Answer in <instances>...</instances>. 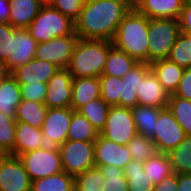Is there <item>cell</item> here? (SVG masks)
I'll list each match as a JSON object with an SVG mask.
<instances>
[{
	"label": "cell",
	"mask_w": 191,
	"mask_h": 191,
	"mask_svg": "<svg viewBox=\"0 0 191 191\" xmlns=\"http://www.w3.org/2000/svg\"><path fill=\"white\" fill-rule=\"evenodd\" d=\"M73 111L71 107L48 108L46 118L41 126L46 145L59 147L67 140Z\"/></svg>",
	"instance_id": "obj_12"
},
{
	"label": "cell",
	"mask_w": 191,
	"mask_h": 191,
	"mask_svg": "<svg viewBox=\"0 0 191 191\" xmlns=\"http://www.w3.org/2000/svg\"><path fill=\"white\" fill-rule=\"evenodd\" d=\"M180 33L178 19H149L148 63L167 59Z\"/></svg>",
	"instance_id": "obj_5"
},
{
	"label": "cell",
	"mask_w": 191,
	"mask_h": 191,
	"mask_svg": "<svg viewBox=\"0 0 191 191\" xmlns=\"http://www.w3.org/2000/svg\"><path fill=\"white\" fill-rule=\"evenodd\" d=\"M167 154L175 174H191V135Z\"/></svg>",
	"instance_id": "obj_33"
},
{
	"label": "cell",
	"mask_w": 191,
	"mask_h": 191,
	"mask_svg": "<svg viewBox=\"0 0 191 191\" xmlns=\"http://www.w3.org/2000/svg\"><path fill=\"white\" fill-rule=\"evenodd\" d=\"M177 191H191V174H177Z\"/></svg>",
	"instance_id": "obj_47"
},
{
	"label": "cell",
	"mask_w": 191,
	"mask_h": 191,
	"mask_svg": "<svg viewBox=\"0 0 191 191\" xmlns=\"http://www.w3.org/2000/svg\"><path fill=\"white\" fill-rule=\"evenodd\" d=\"M99 134L116 144L126 145L137 134L131 108L109 107L105 126Z\"/></svg>",
	"instance_id": "obj_8"
},
{
	"label": "cell",
	"mask_w": 191,
	"mask_h": 191,
	"mask_svg": "<svg viewBox=\"0 0 191 191\" xmlns=\"http://www.w3.org/2000/svg\"><path fill=\"white\" fill-rule=\"evenodd\" d=\"M79 37L73 32L64 37H55L47 42L37 44L36 59L55 64L60 69L68 67L71 55Z\"/></svg>",
	"instance_id": "obj_10"
},
{
	"label": "cell",
	"mask_w": 191,
	"mask_h": 191,
	"mask_svg": "<svg viewBox=\"0 0 191 191\" xmlns=\"http://www.w3.org/2000/svg\"><path fill=\"white\" fill-rule=\"evenodd\" d=\"M186 137L182 127L175 120L172 112L166 107L159 113L152 138L156 149L161 153H169L175 149Z\"/></svg>",
	"instance_id": "obj_9"
},
{
	"label": "cell",
	"mask_w": 191,
	"mask_h": 191,
	"mask_svg": "<svg viewBox=\"0 0 191 191\" xmlns=\"http://www.w3.org/2000/svg\"><path fill=\"white\" fill-rule=\"evenodd\" d=\"M16 119L0 111V155H13L15 144Z\"/></svg>",
	"instance_id": "obj_36"
},
{
	"label": "cell",
	"mask_w": 191,
	"mask_h": 191,
	"mask_svg": "<svg viewBox=\"0 0 191 191\" xmlns=\"http://www.w3.org/2000/svg\"><path fill=\"white\" fill-rule=\"evenodd\" d=\"M95 142L66 140L58 147L63 171L76 177L95 166Z\"/></svg>",
	"instance_id": "obj_7"
},
{
	"label": "cell",
	"mask_w": 191,
	"mask_h": 191,
	"mask_svg": "<svg viewBox=\"0 0 191 191\" xmlns=\"http://www.w3.org/2000/svg\"><path fill=\"white\" fill-rule=\"evenodd\" d=\"M27 30L37 43H42L55 37L71 35L74 22L50 4H43Z\"/></svg>",
	"instance_id": "obj_4"
},
{
	"label": "cell",
	"mask_w": 191,
	"mask_h": 191,
	"mask_svg": "<svg viewBox=\"0 0 191 191\" xmlns=\"http://www.w3.org/2000/svg\"><path fill=\"white\" fill-rule=\"evenodd\" d=\"M133 0H85L74 32L81 39L112 41Z\"/></svg>",
	"instance_id": "obj_1"
},
{
	"label": "cell",
	"mask_w": 191,
	"mask_h": 191,
	"mask_svg": "<svg viewBox=\"0 0 191 191\" xmlns=\"http://www.w3.org/2000/svg\"><path fill=\"white\" fill-rule=\"evenodd\" d=\"M75 186V177L65 171L33 180L31 191H72Z\"/></svg>",
	"instance_id": "obj_29"
},
{
	"label": "cell",
	"mask_w": 191,
	"mask_h": 191,
	"mask_svg": "<svg viewBox=\"0 0 191 191\" xmlns=\"http://www.w3.org/2000/svg\"><path fill=\"white\" fill-rule=\"evenodd\" d=\"M47 112L48 107L44 103L22 99L16 108L15 119L16 121L25 122L33 127L41 128Z\"/></svg>",
	"instance_id": "obj_27"
},
{
	"label": "cell",
	"mask_w": 191,
	"mask_h": 191,
	"mask_svg": "<svg viewBox=\"0 0 191 191\" xmlns=\"http://www.w3.org/2000/svg\"><path fill=\"white\" fill-rule=\"evenodd\" d=\"M151 72L149 63L138 62L122 77L120 106L133 108L137 105L140 82Z\"/></svg>",
	"instance_id": "obj_17"
},
{
	"label": "cell",
	"mask_w": 191,
	"mask_h": 191,
	"mask_svg": "<svg viewBox=\"0 0 191 191\" xmlns=\"http://www.w3.org/2000/svg\"><path fill=\"white\" fill-rule=\"evenodd\" d=\"M126 145L132 159L143 163L158 152L153 140L140 134H136Z\"/></svg>",
	"instance_id": "obj_39"
},
{
	"label": "cell",
	"mask_w": 191,
	"mask_h": 191,
	"mask_svg": "<svg viewBox=\"0 0 191 191\" xmlns=\"http://www.w3.org/2000/svg\"><path fill=\"white\" fill-rule=\"evenodd\" d=\"M10 0H0V23H9Z\"/></svg>",
	"instance_id": "obj_48"
},
{
	"label": "cell",
	"mask_w": 191,
	"mask_h": 191,
	"mask_svg": "<svg viewBox=\"0 0 191 191\" xmlns=\"http://www.w3.org/2000/svg\"><path fill=\"white\" fill-rule=\"evenodd\" d=\"M150 69L168 94H174L182 78L184 68L168 59L151 62Z\"/></svg>",
	"instance_id": "obj_22"
},
{
	"label": "cell",
	"mask_w": 191,
	"mask_h": 191,
	"mask_svg": "<svg viewBox=\"0 0 191 191\" xmlns=\"http://www.w3.org/2000/svg\"><path fill=\"white\" fill-rule=\"evenodd\" d=\"M109 105L101 98L93 99L87 104L81 106L77 111L100 133L106 123Z\"/></svg>",
	"instance_id": "obj_32"
},
{
	"label": "cell",
	"mask_w": 191,
	"mask_h": 191,
	"mask_svg": "<svg viewBox=\"0 0 191 191\" xmlns=\"http://www.w3.org/2000/svg\"><path fill=\"white\" fill-rule=\"evenodd\" d=\"M100 81V97L110 106H120L122 78L102 74Z\"/></svg>",
	"instance_id": "obj_37"
},
{
	"label": "cell",
	"mask_w": 191,
	"mask_h": 191,
	"mask_svg": "<svg viewBox=\"0 0 191 191\" xmlns=\"http://www.w3.org/2000/svg\"><path fill=\"white\" fill-rule=\"evenodd\" d=\"M180 32L191 34V1H185L178 18Z\"/></svg>",
	"instance_id": "obj_45"
},
{
	"label": "cell",
	"mask_w": 191,
	"mask_h": 191,
	"mask_svg": "<svg viewBox=\"0 0 191 191\" xmlns=\"http://www.w3.org/2000/svg\"><path fill=\"white\" fill-rule=\"evenodd\" d=\"M105 180L100 168L94 166L75 177V186L80 191H100Z\"/></svg>",
	"instance_id": "obj_40"
},
{
	"label": "cell",
	"mask_w": 191,
	"mask_h": 191,
	"mask_svg": "<svg viewBox=\"0 0 191 191\" xmlns=\"http://www.w3.org/2000/svg\"><path fill=\"white\" fill-rule=\"evenodd\" d=\"M137 63L138 62L134 58L112 45L109 49L102 74L122 78Z\"/></svg>",
	"instance_id": "obj_26"
},
{
	"label": "cell",
	"mask_w": 191,
	"mask_h": 191,
	"mask_svg": "<svg viewBox=\"0 0 191 191\" xmlns=\"http://www.w3.org/2000/svg\"><path fill=\"white\" fill-rule=\"evenodd\" d=\"M99 132L78 111H73L67 133V140L95 142Z\"/></svg>",
	"instance_id": "obj_28"
},
{
	"label": "cell",
	"mask_w": 191,
	"mask_h": 191,
	"mask_svg": "<svg viewBox=\"0 0 191 191\" xmlns=\"http://www.w3.org/2000/svg\"><path fill=\"white\" fill-rule=\"evenodd\" d=\"M128 180V191H153L154 184L143 169V162L131 160L123 169Z\"/></svg>",
	"instance_id": "obj_30"
},
{
	"label": "cell",
	"mask_w": 191,
	"mask_h": 191,
	"mask_svg": "<svg viewBox=\"0 0 191 191\" xmlns=\"http://www.w3.org/2000/svg\"><path fill=\"white\" fill-rule=\"evenodd\" d=\"M37 44L27 29H16L13 33L11 55L5 62L7 68L13 71L34 59Z\"/></svg>",
	"instance_id": "obj_15"
},
{
	"label": "cell",
	"mask_w": 191,
	"mask_h": 191,
	"mask_svg": "<svg viewBox=\"0 0 191 191\" xmlns=\"http://www.w3.org/2000/svg\"><path fill=\"white\" fill-rule=\"evenodd\" d=\"M100 97L99 77L73 78L70 107L77 111L81 106Z\"/></svg>",
	"instance_id": "obj_23"
},
{
	"label": "cell",
	"mask_w": 191,
	"mask_h": 191,
	"mask_svg": "<svg viewBox=\"0 0 191 191\" xmlns=\"http://www.w3.org/2000/svg\"><path fill=\"white\" fill-rule=\"evenodd\" d=\"M112 45L108 40L79 38L66 69L73 78L100 77Z\"/></svg>",
	"instance_id": "obj_3"
},
{
	"label": "cell",
	"mask_w": 191,
	"mask_h": 191,
	"mask_svg": "<svg viewBox=\"0 0 191 191\" xmlns=\"http://www.w3.org/2000/svg\"><path fill=\"white\" fill-rule=\"evenodd\" d=\"M31 181L62 172L58 147L46 145L18 156Z\"/></svg>",
	"instance_id": "obj_6"
},
{
	"label": "cell",
	"mask_w": 191,
	"mask_h": 191,
	"mask_svg": "<svg viewBox=\"0 0 191 191\" xmlns=\"http://www.w3.org/2000/svg\"><path fill=\"white\" fill-rule=\"evenodd\" d=\"M167 59L184 69L191 68V34L179 33Z\"/></svg>",
	"instance_id": "obj_35"
},
{
	"label": "cell",
	"mask_w": 191,
	"mask_h": 191,
	"mask_svg": "<svg viewBox=\"0 0 191 191\" xmlns=\"http://www.w3.org/2000/svg\"><path fill=\"white\" fill-rule=\"evenodd\" d=\"M43 4H49L50 0H39Z\"/></svg>",
	"instance_id": "obj_50"
},
{
	"label": "cell",
	"mask_w": 191,
	"mask_h": 191,
	"mask_svg": "<svg viewBox=\"0 0 191 191\" xmlns=\"http://www.w3.org/2000/svg\"><path fill=\"white\" fill-rule=\"evenodd\" d=\"M143 169L153 184L174 174L168 154L157 152L143 163Z\"/></svg>",
	"instance_id": "obj_31"
},
{
	"label": "cell",
	"mask_w": 191,
	"mask_h": 191,
	"mask_svg": "<svg viewBox=\"0 0 191 191\" xmlns=\"http://www.w3.org/2000/svg\"><path fill=\"white\" fill-rule=\"evenodd\" d=\"M163 108L136 105L131 109L137 134L152 139L159 113Z\"/></svg>",
	"instance_id": "obj_25"
},
{
	"label": "cell",
	"mask_w": 191,
	"mask_h": 191,
	"mask_svg": "<svg viewBox=\"0 0 191 191\" xmlns=\"http://www.w3.org/2000/svg\"><path fill=\"white\" fill-rule=\"evenodd\" d=\"M22 101L21 86L10 74L0 82V111L13 119L16 117V108Z\"/></svg>",
	"instance_id": "obj_24"
},
{
	"label": "cell",
	"mask_w": 191,
	"mask_h": 191,
	"mask_svg": "<svg viewBox=\"0 0 191 191\" xmlns=\"http://www.w3.org/2000/svg\"><path fill=\"white\" fill-rule=\"evenodd\" d=\"M174 95L183 99L191 100V68L184 69L182 78L177 90L174 92Z\"/></svg>",
	"instance_id": "obj_44"
},
{
	"label": "cell",
	"mask_w": 191,
	"mask_h": 191,
	"mask_svg": "<svg viewBox=\"0 0 191 191\" xmlns=\"http://www.w3.org/2000/svg\"><path fill=\"white\" fill-rule=\"evenodd\" d=\"M31 182L17 156L0 155V191H31Z\"/></svg>",
	"instance_id": "obj_11"
},
{
	"label": "cell",
	"mask_w": 191,
	"mask_h": 191,
	"mask_svg": "<svg viewBox=\"0 0 191 191\" xmlns=\"http://www.w3.org/2000/svg\"><path fill=\"white\" fill-rule=\"evenodd\" d=\"M153 191H177V174L174 173L161 182L154 184Z\"/></svg>",
	"instance_id": "obj_46"
},
{
	"label": "cell",
	"mask_w": 191,
	"mask_h": 191,
	"mask_svg": "<svg viewBox=\"0 0 191 191\" xmlns=\"http://www.w3.org/2000/svg\"><path fill=\"white\" fill-rule=\"evenodd\" d=\"M11 74L4 61L0 60V82L6 79Z\"/></svg>",
	"instance_id": "obj_49"
},
{
	"label": "cell",
	"mask_w": 191,
	"mask_h": 191,
	"mask_svg": "<svg viewBox=\"0 0 191 191\" xmlns=\"http://www.w3.org/2000/svg\"><path fill=\"white\" fill-rule=\"evenodd\" d=\"M46 89L47 83L43 82L23 84L21 85L22 99L44 103Z\"/></svg>",
	"instance_id": "obj_43"
},
{
	"label": "cell",
	"mask_w": 191,
	"mask_h": 191,
	"mask_svg": "<svg viewBox=\"0 0 191 191\" xmlns=\"http://www.w3.org/2000/svg\"><path fill=\"white\" fill-rule=\"evenodd\" d=\"M16 29L9 23H0V60L6 62L11 55L13 33Z\"/></svg>",
	"instance_id": "obj_42"
},
{
	"label": "cell",
	"mask_w": 191,
	"mask_h": 191,
	"mask_svg": "<svg viewBox=\"0 0 191 191\" xmlns=\"http://www.w3.org/2000/svg\"><path fill=\"white\" fill-rule=\"evenodd\" d=\"M94 159L96 167L112 165L124 169L132 155L127 145L116 144L99 134L95 140Z\"/></svg>",
	"instance_id": "obj_14"
},
{
	"label": "cell",
	"mask_w": 191,
	"mask_h": 191,
	"mask_svg": "<svg viewBox=\"0 0 191 191\" xmlns=\"http://www.w3.org/2000/svg\"><path fill=\"white\" fill-rule=\"evenodd\" d=\"M170 94L161 86V83L151 71L140 82L137 90V104L141 106L166 108Z\"/></svg>",
	"instance_id": "obj_19"
},
{
	"label": "cell",
	"mask_w": 191,
	"mask_h": 191,
	"mask_svg": "<svg viewBox=\"0 0 191 191\" xmlns=\"http://www.w3.org/2000/svg\"><path fill=\"white\" fill-rule=\"evenodd\" d=\"M184 2V0H133V6L149 19H178Z\"/></svg>",
	"instance_id": "obj_18"
},
{
	"label": "cell",
	"mask_w": 191,
	"mask_h": 191,
	"mask_svg": "<svg viewBox=\"0 0 191 191\" xmlns=\"http://www.w3.org/2000/svg\"><path fill=\"white\" fill-rule=\"evenodd\" d=\"M149 18L134 7L120 22L113 45L137 62L148 63Z\"/></svg>",
	"instance_id": "obj_2"
},
{
	"label": "cell",
	"mask_w": 191,
	"mask_h": 191,
	"mask_svg": "<svg viewBox=\"0 0 191 191\" xmlns=\"http://www.w3.org/2000/svg\"><path fill=\"white\" fill-rule=\"evenodd\" d=\"M59 69L58 66L51 62L34 58L25 65L16 67L11 71V75L16 79L20 86L26 83H47Z\"/></svg>",
	"instance_id": "obj_16"
},
{
	"label": "cell",
	"mask_w": 191,
	"mask_h": 191,
	"mask_svg": "<svg viewBox=\"0 0 191 191\" xmlns=\"http://www.w3.org/2000/svg\"><path fill=\"white\" fill-rule=\"evenodd\" d=\"M99 168L106 179L99 188L100 191H128V180L122 168L112 165Z\"/></svg>",
	"instance_id": "obj_38"
},
{
	"label": "cell",
	"mask_w": 191,
	"mask_h": 191,
	"mask_svg": "<svg viewBox=\"0 0 191 191\" xmlns=\"http://www.w3.org/2000/svg\"><path fill=\"white\" fill-rule=\"evenodd\" d=\"M45 146L41 128L33 127L22 121H16L14 156L18 157L28 151Z\"/></svg>",
	"instance_id": "obj_20"
},
{
	"label": "cell",
	"mask_w": 191,
	"mask_h": 191,
	"mask_svg": "<svg viewBox=\"0 0 191 191\" xmlns=\"http://www.w3.org/2000/svg\"><path fill=\"white\" fill-rule=\"evenodd\" d=\"M167 108L172 112L175 120L182 127L186 136L191 135V100L171 94Z\"/></svg>",
	"instance_id": "obj_34"
},
{
	"label": "cell",
	"mask_w": 191,
	"mask_h": 191,
	"mask_svg": "<svg viewBox=\"0 0 191 191\" xmlns=\"http://www.w3.org/2000/svg\"><path fill=\"white\" fill-rule=\"evenodd\" d=\"M72 191H80L76 186H74Z\"/></svg>",
	"instance_id": "obj_51"
},
{
	"label": "cell",
	"mask_w": 191,
	"mask_h": 191,
	"mask_svg": "<svg viewBox=\"0 0 191 191\" xmlns=\"http://www.w3.org/2000/svg\"><path fill=\"white\" fill-rule=\"evenodd\" d=\"M73 77L65 69H59L47 82L44 104L48 108H68L72 99Z\"/></svg>",
	"instance_id": "obj_13"
},
{
	"label": "cell",
	"mask_w": 191,
	"mask_h": 191,
	"mask_svg": "<svg viewBox=\"0 0 191 191\" xmlns=\"http://www.w3.org/2000/svg\"><path fill=\"white\" fill-rule=\"evenodd\" d=\"M42 5L39 0H10L9 24L15 29H27Z\"/></svg>",
	"instance_id": "obj_21"
},
{
	"label": "cell",
	"mask_w": 191,
	"mask_h": 191,
	"mask_svg": "<svg viewBox=\"0 0 191 191\" xmlns=\"http://www.w3.org/2000/svg\"><path fill=\"white\" fill-rule=\"evenodd\" d=\"M85 0H50L49 4L75 22L84 6Z\"/></svg>",
	"instance_id": "obj_41"
}]
</instances>
